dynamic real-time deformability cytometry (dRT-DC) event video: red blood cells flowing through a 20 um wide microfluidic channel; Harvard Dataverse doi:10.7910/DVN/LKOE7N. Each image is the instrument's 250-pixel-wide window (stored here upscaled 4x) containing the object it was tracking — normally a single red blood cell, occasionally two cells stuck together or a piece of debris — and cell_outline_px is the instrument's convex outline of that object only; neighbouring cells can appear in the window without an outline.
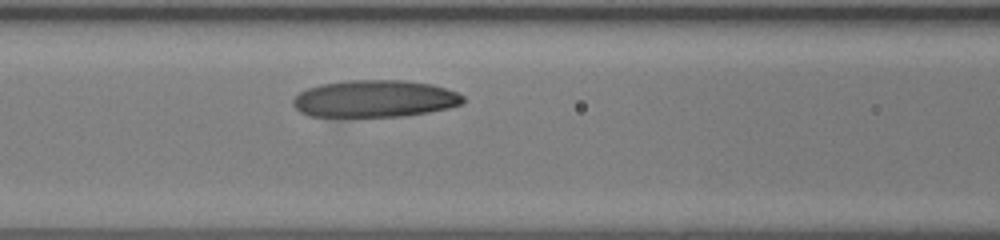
{"species": "human", "species_latin": "Homo sapiens", "temperature_condition": "room temperature", "stored_images_in_passage": 20, "camera_frame_rate_fps": 3000, "um_per_image_px": 0.085, "donor": {"sex": "female"}, "frame": {"image": 1, "passage_image": 11, "time_ms": 3.333, "image_size_px": [1000, 240], "cell_outline_px": [[464, 100], [460, 104], [448, 108], [428, 112], [404, 116], [348, 120], [332, 120], [308, 116], [300, 112], [292, 104], [292, 100], [300, 92], [308, 88], [320, 84], [348, 80], [404, 80], [432, 84], [456, 92], [464, 96]], "centroid_in_image_um": [31.75, 8.45], "position_along_channel_um": 134.9, "area_um2": 38.26}}
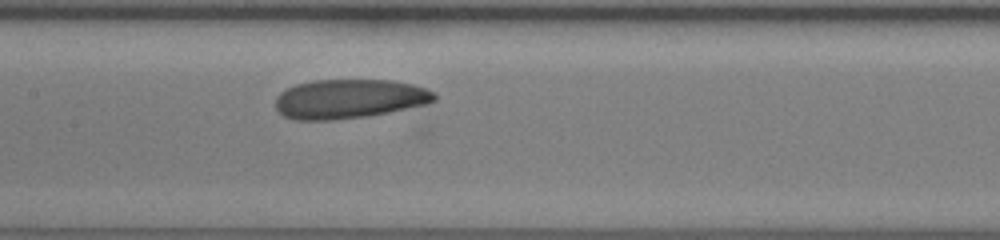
{"frame": {"image": 2, "passage_image": 14, "time_ms": 4.333, "image_size_px": [1000, 240], "cell_outline_px": [[436, 100], [428, 104], [368, 116], [332, 120], [296, 120], [284, 116], [276, 108], [276, 96], [280, 92], [296, 84], [312, 80], [392, 80], [412, 84], [436, 92]], "centroid_in_image_um": [29.69, 8.4], "position_along_channel_um": 177.7, "area_um2": 36.47}}